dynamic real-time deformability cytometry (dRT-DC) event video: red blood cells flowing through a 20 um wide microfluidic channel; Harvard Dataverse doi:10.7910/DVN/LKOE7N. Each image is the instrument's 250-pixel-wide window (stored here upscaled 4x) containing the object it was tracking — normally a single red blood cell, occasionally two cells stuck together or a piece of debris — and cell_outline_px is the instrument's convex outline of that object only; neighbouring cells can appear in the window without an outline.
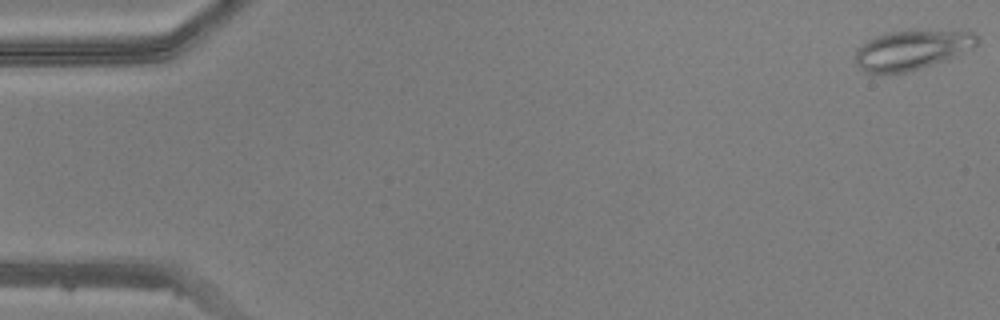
{"species": "common noctule bat (a hibernating species)", "species_latin": "Nyctalus noctula", "temperature_condition": "warm", "stored_images_in_passage": 50, "camera_frame_rate_fps": 3000, "um_per_image_px": 0.085, "animal": {"sex": "male", "body_mass_g": 20.5, "forearm_length_mm": 52.5}, "frame": {"image": 1, "passage_image": 1, "time_ms": 0.0, "image_size_px": [1000, 320], "cell_outline_px": [[980, 40], [972, 48], [948, 60], [908, 72], [872, 76], [868, 76], [856, 64], [856, 48], [868, 40], [876, 36], [888, 32], [972, 32], [980, 36]], "centroid_in_image_um": [77.44, 4.32], "position_along_channel_um": 7.6, "area_um2": 28.15}}
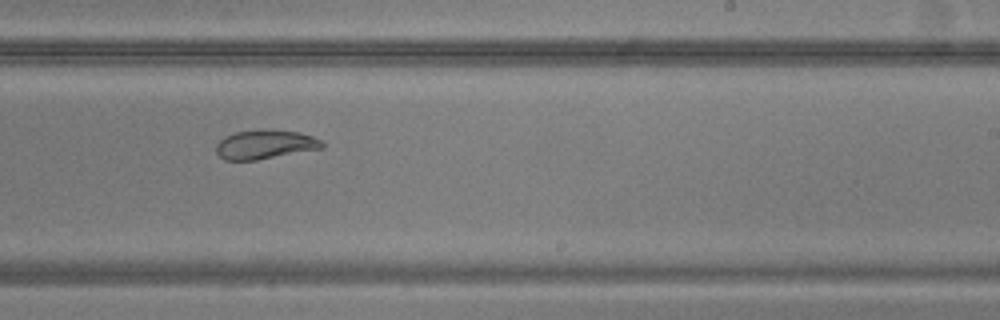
{"frame": {"image": 2, "passage_image": 31, "time_ms": 10.0, "image_size_px": [1000, 320], "cell_outline_px": [[324, 148], [256, 160], [224, 160], [216, 152], [216, 144], [224, 136], [236, 132], [260, 128], [272, 128], [300, 132], [312, 136], [320, 140], [324, 144]], "centroid_in_image_um": [22.53, 12.25], "position_along_channel_um": 266.5, "area_um2": 18.32}}
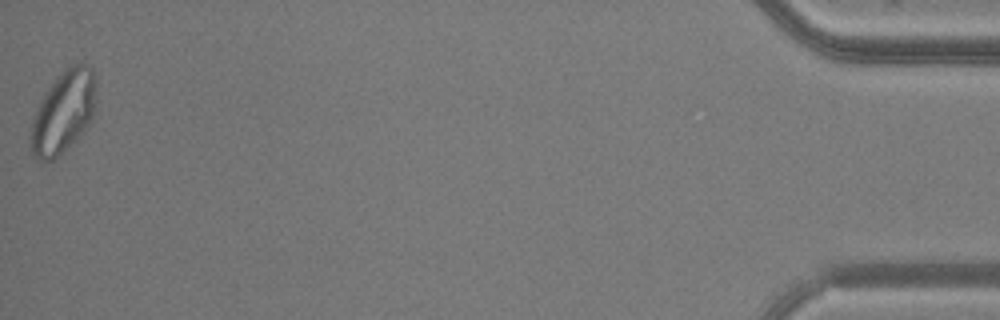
{"frame": {"image": 3, "passage_image": 50, "time_ms": 16.333, "image_size_px": [1000, 320], "cell_outline_px": [[96, 112], [80, 136], [52, 160], [40, 164], [36, 160], [28, 144], [32, 120], [40, 100], [48, 88], [60, 72], [64, 68], [72, 64], [88, 64], [92, 68]], "centroid_in_image_um": [5.34, 9.56], "position_along_channel_um": 429.9, "area_um2": 31.5}}